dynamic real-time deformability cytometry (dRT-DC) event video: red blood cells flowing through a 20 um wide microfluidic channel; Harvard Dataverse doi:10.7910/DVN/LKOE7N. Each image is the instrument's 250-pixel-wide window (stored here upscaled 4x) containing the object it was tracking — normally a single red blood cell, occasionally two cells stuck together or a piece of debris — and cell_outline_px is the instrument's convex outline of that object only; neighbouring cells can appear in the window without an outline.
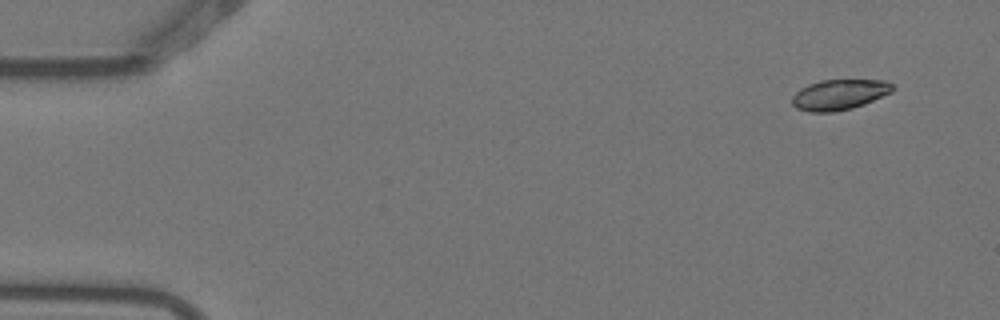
{"species": "Egyptian fruit bat (a non-hibernating species)", "species_latin": "Rousettus aegyptiacus", "temperature_condition": "warm", "stored_images_in_passage": 3, "camera_frame_rate_fps": 3000, "um_per_image_px": 0.085, "animal": {"sex": "female"}, "frame": {"image": 1, "passage_image": 1, "time_ms": 0.0, "image_size_px": [1000, 320], "cell_outline_px": [[896, 88], [892, 92], [864, 104], [852, 108], [832, 112], [808, 112], [796, 108], [792, 104], [792, 96], [800, 88], [808, 84], [820, 80], [884, 80], [892, 84]], "centroid_in_image_um": [71.33, 8.04], "position_along_channel_um": 13.7, "area_um2": 17.92}}